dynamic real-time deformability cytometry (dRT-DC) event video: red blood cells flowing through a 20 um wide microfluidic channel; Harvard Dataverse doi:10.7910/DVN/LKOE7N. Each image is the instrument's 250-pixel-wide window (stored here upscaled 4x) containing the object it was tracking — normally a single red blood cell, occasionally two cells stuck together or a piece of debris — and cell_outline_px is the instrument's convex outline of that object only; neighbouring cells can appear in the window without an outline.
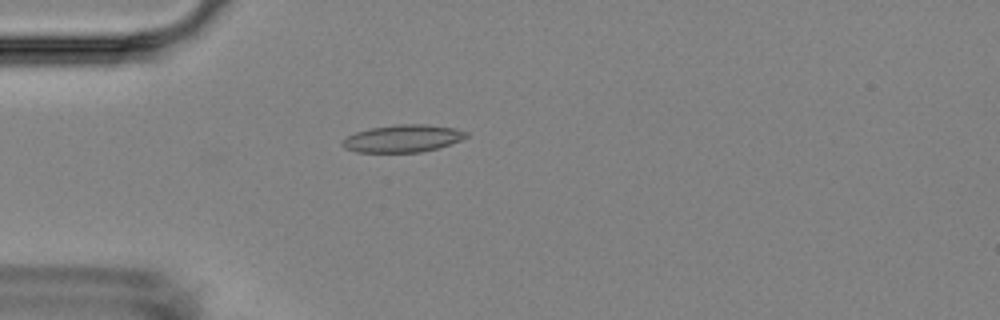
{"species": "Egyptian fruit bat (a non-hibernating species)", "species_latin": "Rousettus aegyptiacus", "temperature_condition": "room temperature", "stored_images_in_passage": 2, "camera_frame_rate_fps": 3000, "um_per_image_px": 0.085, "animal": {"sex": "female"}, "frame": {"image": 1, "passage_image": 2, "time_ms": 1.0, "image_size_px": [1000, 320], "cell_outline_px": [[468, 136], [460, 140], [436, 148], [420, 152], [356, 152], [344, 148], [340, 144], [348, 136], [356, 132], [368, 128], [396, 124], [428, 124], [456, 128], [468, 132]], "centroid_in_image_um": [34.22, 11.76], "position_along_channel_um": 50.8, "area_um2": 19.77}}